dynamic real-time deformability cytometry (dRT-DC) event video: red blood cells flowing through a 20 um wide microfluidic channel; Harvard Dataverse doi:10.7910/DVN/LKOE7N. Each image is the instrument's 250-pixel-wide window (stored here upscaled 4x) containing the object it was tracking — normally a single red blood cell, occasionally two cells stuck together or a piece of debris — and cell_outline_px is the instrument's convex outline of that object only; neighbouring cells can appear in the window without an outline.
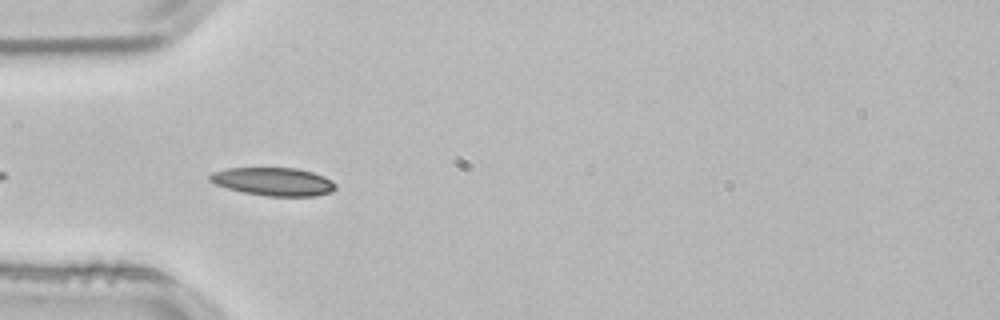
{"species": "common noctule bat (a hibernating species)", "species_latin": "Nyctalus noctula", "temperature_condition": "room temperature", "stored_images_in_passage": 17, "camera_frame_rate_fps": 3000, "um_per_image_px": 0.085, "animal": {"sex": "male", "body_mass_g": 21.5, "forearm_length_mm": 52.0}, "frame": {"image": 1, "passage_image": 3, "time_ms": 0.667, "image_size_px": [1000, 320], "cell_outline_px": [[336, 188], [332, 192], [316, 196], [264, 196], [244, 192], [228, 188], [216, 184], [208, 180], [208, 176], [212, 172], [228, 168], [296, 168], [312, 172], [324, 176], [332, 180], [336, 184]], "centroid_in_image_um": [23.26, 15.44], "position_along_channel_um": 61.7, "area_um2": 20.69}}
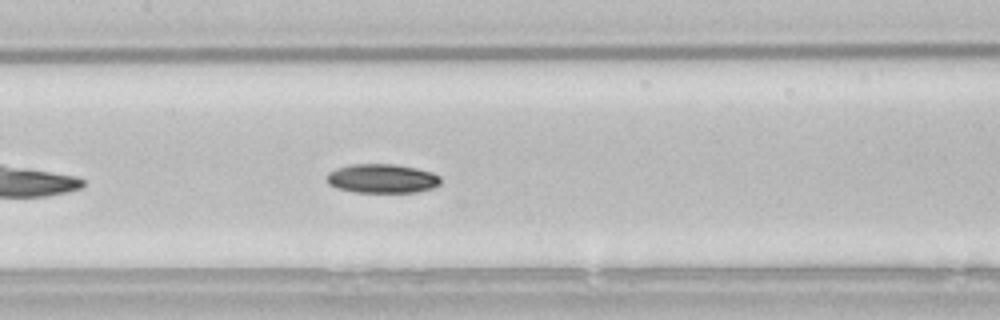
{"frame": {"image": 2, "passage_image": 12, "time_ms": 3.667, "image_size_px": [1000, 320], "cell_outline_px": [[440, 184], [432, 188], [416, 192], [352, 192], [336, 188], [328, 184], [328, 172], [336, 168], [352, 164], [396, 164], [416, 168], [432, 172], [440, 176]], "centroid_in_image_um": [32.47, 15.17], "position_along_channel_um": 174.9, "area_um2": 19.36}}